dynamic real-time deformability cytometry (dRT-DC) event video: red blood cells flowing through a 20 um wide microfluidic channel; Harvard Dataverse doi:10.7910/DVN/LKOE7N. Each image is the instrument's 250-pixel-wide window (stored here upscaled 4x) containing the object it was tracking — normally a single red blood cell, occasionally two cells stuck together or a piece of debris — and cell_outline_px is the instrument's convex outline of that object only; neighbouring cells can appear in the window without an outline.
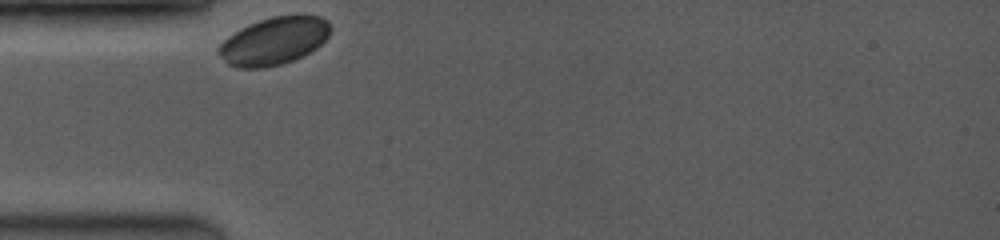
{"species": "common noctule bat (a hibernating species)", "species_latin": "Nyctalus noctula", "temperature_condition": "room temperature", "stored_images_in_passage": 4, "camera_frame_rate_fps": 3500, "um_per_image_px": 0.085, "animal": {"sex": "female", "body_mass_g": 19.0, "forearm_length_mm": 53.3}, "frame": {"image": 1, "passage_image": 1, "time_ms": 0.0, "image_size_px": [1000, 240], "cell_outline_px": [[332, 28], [328, 36], [316, 48], [304, 56], [284, 64], [264, 68], [236, 68], [228, 64], [216, 52], [216, 48], [228, 36], [240, 28], [248, 24], [272, 16], [296, 12], [300, 12], [320, 16], [328, 20]], "centroid_in_image_um": [23.32, 3.45], "position_along_channel_um": 61.7, "area_um2": 31.96}}
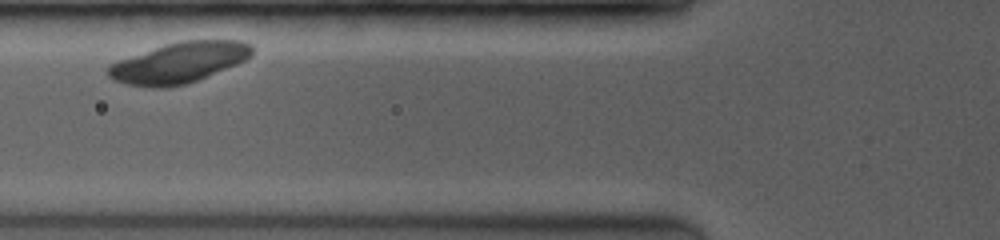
{"frame": {"image": 2, "passage_image": 4, "time_ms": 1.429, "image_size_px": [1000, 240], "cell_outline_px": [[252, 56], [236, 64], [196, 80], [184, 84], [164, 88], [152, 88], [128, 84], [112, 80], [104, 72], [108, 64], [164, 44], [180, 40], [240, 40], [252, 44]], "centroid_in_image_um": [15.17, 5.32], "position_along_channel_um": 110.6, "area_um2": 34.04}}